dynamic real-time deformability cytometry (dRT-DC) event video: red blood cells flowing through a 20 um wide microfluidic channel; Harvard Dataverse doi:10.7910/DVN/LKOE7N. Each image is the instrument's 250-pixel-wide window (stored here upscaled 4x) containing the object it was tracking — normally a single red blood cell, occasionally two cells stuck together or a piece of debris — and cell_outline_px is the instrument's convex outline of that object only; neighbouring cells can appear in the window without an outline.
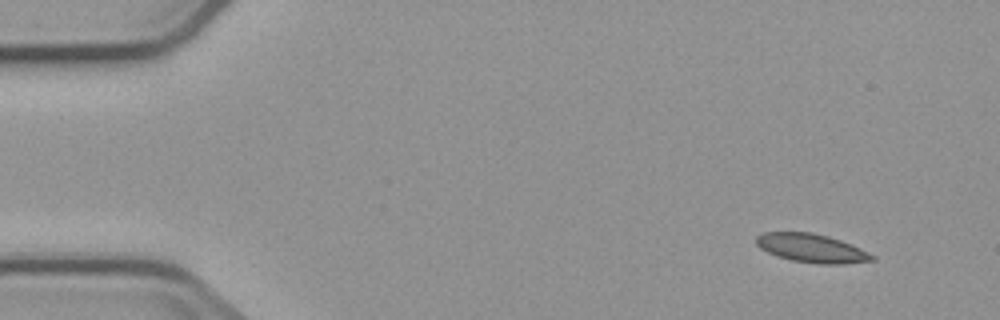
{"species": "common noctule bat (a hibernating species)", "species_latin": "Nyctalus noctula", "temperature_condition": "cold", "stored_images_in_passage": 6, "camera_frame_rate_fps": 3000, "um_per_image_px": 0.085, "animal": {"sex": "male", "body_mass_g": 23.1, "forearm_length_mm": 52.7}, "frame": {"image": 1, "passage_image": 1, "time_ms": 0.0, "image_size_px": [1000, 320], "cell_outline_px": [[876, 260], [844, 264], [820, 264], [792, 260], [776, 256], [760, 248], [756, 244], [756, 236], [764, 232], [812, 232], [828, 236], [840, 240], [860, 248], [876, 256]], "centroid_in_image_um": [69.0, 21.1], "position_along_channel_um": 16.0, "area_um2": 19.36}}
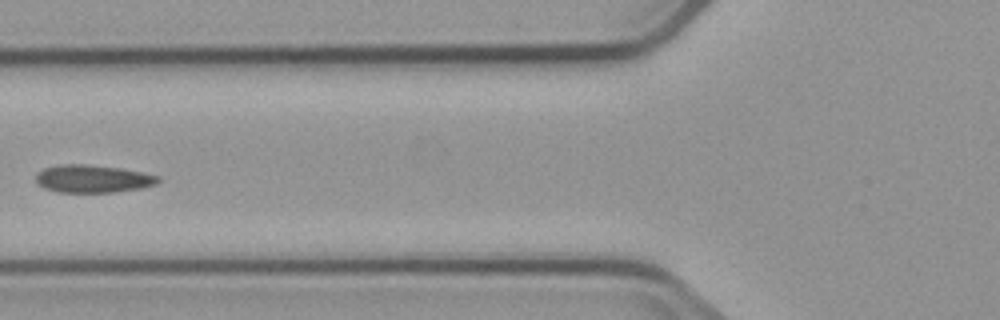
{"frame": {"image": 2, "passage_image": 5, "time_ms": 5.667, "image_size_px": [1000, 320], "cell_outline_px": [[160, 180], [156, 184], [140, 188], [112, 192], [56, 192], [44, 188], [36, 184], [36, 176], [44, 168], [60, 164], [84, 164], [120, 168], [160, 176]], "centroid_in_image_um": [7.86, 15.2], "position_along_channel_um": 117.9, "area_um2": 19.65}}
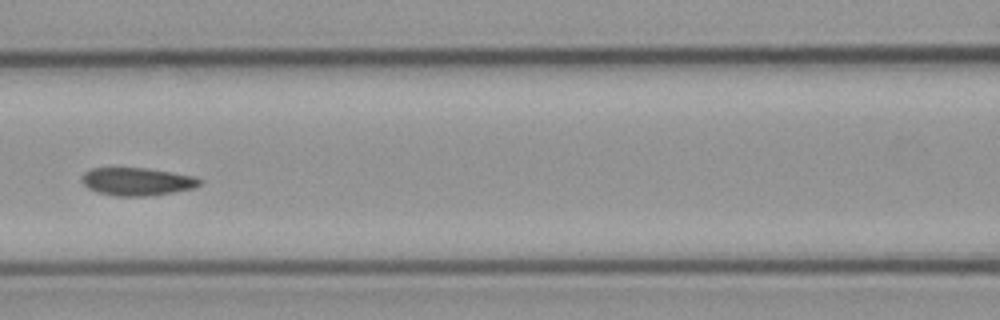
{"frame": {"image": 3, "passage_image": 6, "time_ms": 6.667, "image_size_px": [1000, 320], "cell_outline_px": [[204, 184], [196, 188], [172, 192], [144, 196], [112, 196], [96, 192], [88, 188], [84, 184], [84, 172], [92, 168], [144, 168], [196, 176], [204, 180]], "centroid_in_image_um": [11.73, 15.44], "position_along_channel_um": 154.9, "area_um2": 19.19}}